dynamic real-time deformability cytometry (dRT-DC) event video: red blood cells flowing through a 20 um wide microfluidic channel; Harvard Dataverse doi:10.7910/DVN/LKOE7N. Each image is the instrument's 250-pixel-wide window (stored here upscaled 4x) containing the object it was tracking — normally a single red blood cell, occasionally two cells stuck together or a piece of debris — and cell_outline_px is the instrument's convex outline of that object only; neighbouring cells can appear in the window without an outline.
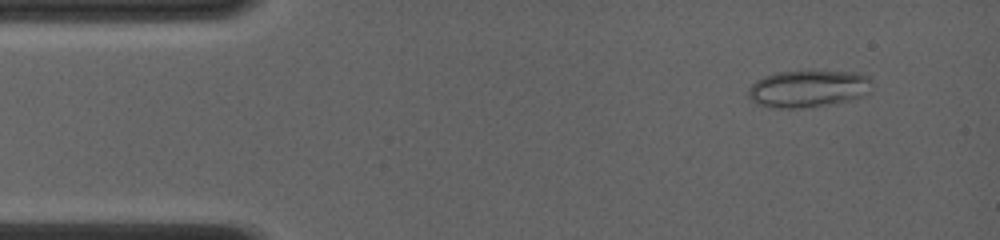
{"species": "common noctule bat (a hibernating species)", "species_latin": "Nyctalus noctula", "temperature_condition": "room temperature", "stored_images_in_passage": 10, "camera_frame_rate_fps": 4000, "um_per_image_px": 0.085, "animal": {"sex": "female", "body_mass_g": 19.0, "forearm_length_mm": 56.7}, "frame": {"image": 1, "passage_image": 4, "time_ms": 1.25, "image_size_px": [1000, 240], "cell_outline_px": [[872, 80], [868, 92], [864, 96], [852, 100], [828, 104], [800, 108], [768, 108], [756, 104], [748, 96], [748, 88], [756, 80], [764, 76], [776, 72], [860, 72], [868, 76]], "centroid_in_image_um": [68.68, 7.55], "position_along_channel_um": 16.3, "area_um2": 26.76}}